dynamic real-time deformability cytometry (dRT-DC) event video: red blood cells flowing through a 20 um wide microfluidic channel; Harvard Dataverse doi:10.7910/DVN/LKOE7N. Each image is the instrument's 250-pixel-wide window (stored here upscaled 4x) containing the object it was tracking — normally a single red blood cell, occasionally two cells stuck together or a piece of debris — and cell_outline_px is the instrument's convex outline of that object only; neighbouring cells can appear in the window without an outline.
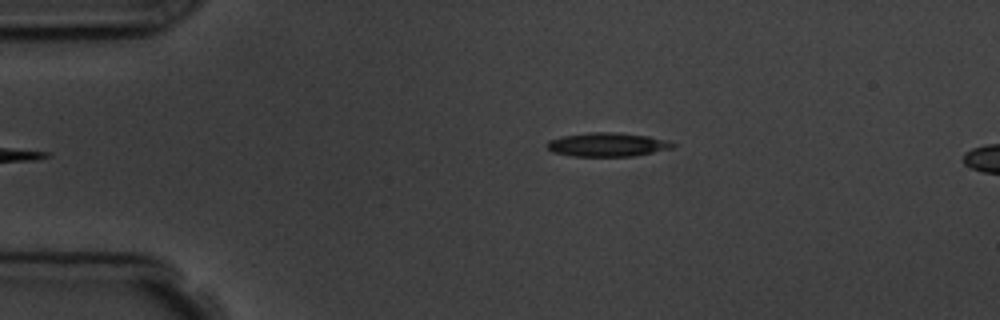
{"species": "common noctule bat (a hibernating species)", "species_latin": "Nyctalus noctula", "temperature_condition": "room temperature", "stored_images_in_passage": 5, "camera_frame_rate_fps": 3000, "um_per_image_px": 0.085, "animal": {"sex": "male", "body_mass_g": 19.5, "forearm_length_mm": 54.6}, "frame": {"image": 1, "passage_image": 5, "time_ms": 4.333, "image_size_px": [1000, 320], "cell_outline_px": [[676, 144], [672, 148], [632, 156], [572, 156], [552, 152], [544, 144], [548, 140], [560, 136], [588, 132], [620, 132], [648, 136]], "centroid_in_image_um": [51.53, 12.28], "position_along_channel_um": 33.5, "area_um2": 17.46}}